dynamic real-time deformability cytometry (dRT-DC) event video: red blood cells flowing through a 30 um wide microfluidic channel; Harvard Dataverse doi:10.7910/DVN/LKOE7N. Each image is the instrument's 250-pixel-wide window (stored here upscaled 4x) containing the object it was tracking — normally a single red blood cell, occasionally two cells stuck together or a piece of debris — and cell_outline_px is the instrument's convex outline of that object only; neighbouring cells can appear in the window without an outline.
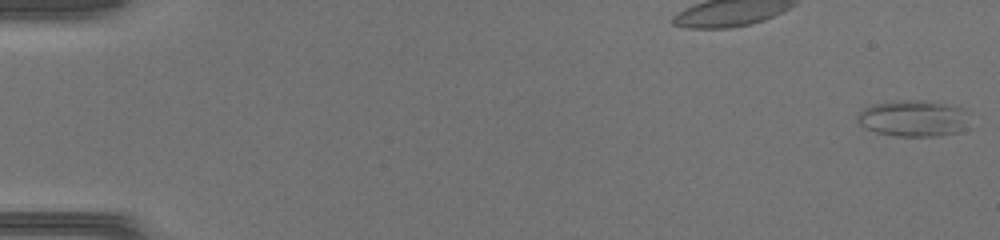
{"species": "common noctule bat (a hibernating species)", "species_latin": "Nyctalus noctula", "temperature_condition": "warm", "stored_images_in_passage": 47, "camera_frame_rate_fps": 3000, "um_per_image_px": 0.085, "animal": {"sex": "female", "body_mass_g": 17.0, "forearm_length_mm": 48.0}, "frame": {"image": 1, "passage_image": 1, "time_ms": 0.0, "image_size_px": [1000, 240], "cell_outline_px": [[960, 112], [956, 132], [936, 136], [896, 136], [876, 132], [864, 128], [856, 120], [856, 116], [864, 108], [872, 104], [892, 100], [924, 100], [944, 104], [960, 108]], "centroid_in_image_um": [77.35, 10.04], "position_along_channel_um": 7.6, "area_um2": 22.54}}
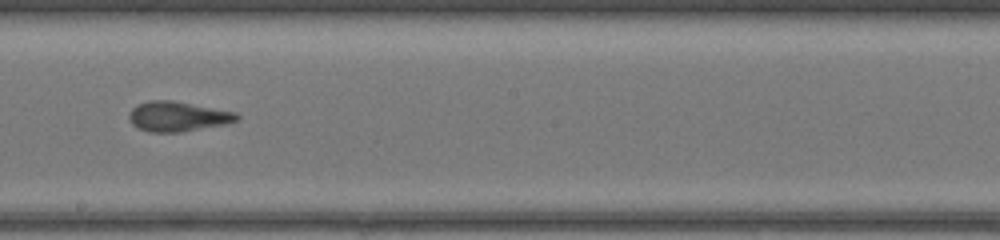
{"frame": {"image": 2, "passage_image": 28, "time_ms": 9.0, "image_size_px": [1000, 240], "cell_outline_px": [[240, 116], [236, 120], [224, 124], [180, 132], [148, 132], [132, 124], [128, 116], [132, 108], [136, 104], [152, 100], [172, 100], [236, 112]], "centroid_in_image_um": [15.08, 9.89], "position_along_channel_um": 233.1, "area_um2": 18.61}}
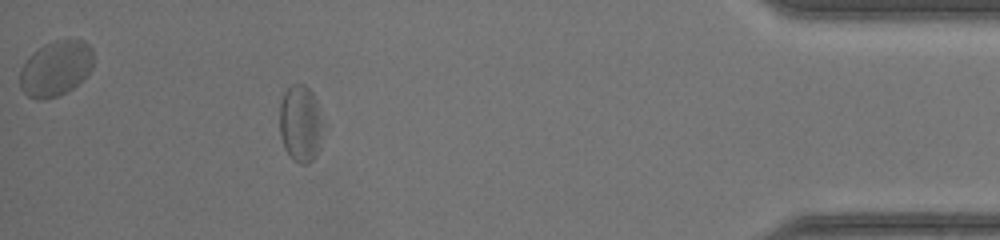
{"frame": {"image": 3, "passage_image": 43, "time_ms": 14.0, "image_size_px": [1000, 240], "cell_outline_px": [[320, 132], [316, 156], [308, 164], [300, 164], [292, 160], [284, 148], [280, 136], [280, 100], [284, 92], [292, 84], [304, 84], [312, 92], [316, 100], [320, 128]], "centroid_in_image_um": [25.47, 10.51], "position_along_channel_um": 409.7, "area_um2": 18.96}}